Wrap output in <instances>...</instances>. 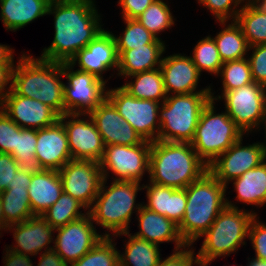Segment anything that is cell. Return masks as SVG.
<instances>
[{"instance_id": "cell-18", "label": "cell", "mask_w": 266, "mask_h": 266, "mask_svg": "<svg viewBox=\"0 0 266 266\" xmlns=\"http://www.w3.org/2000/svg\"><path fill=\"white\" fill-rule=\"evenodd\" d=\"M20 128L42 129L54 125L59 115L42 102L17 95L12 89L0 106Z\"/></svg>"}, {"instance_id": "cell-41", "label": "cell", "mask_w": 266, "mask_h": 266, "mask_svg": "<svg viewBox=\"0 0 266 266\" xmlns=\"http://www.w3.org/2000/svg\"><path fill=\"white\" fill-rule=\"evenodd\" d=\"M199 4L206 7L218 22L235 21L240 11V0H196ZM238 7V9H237Z\"/></svg>"}, {"instance_id": "cell-29", "label": "cell", "mask_w": 266, "mask_h": 266, "mask_svg": "<svg viewBox=\"0 0 266 266\" xmlns=\"http://www.w3.org/2000/svg\"><path fill=\"white\" fill-rule=\"evenodd\" d=\"M129 77L134 79V81H126L121 87L131 96L137 99H148L161 103L167 98L168 95L160 68L137 73Z\"/></svg>"}, {"instance_id": "cell-19", "label": "cell", "mask_w": 266, "mask_h": 266, "mask_svg": "<svg viewBox=\"0 0 266 266\" xmlns=\"http://www.w3.org/2000/svg\"><path fill=\"white\" fill-rule=\"evenodd\" d=\"M89 116L95 123L105 146L138 145L144 141L107 98L90 112Z\"/></svg>"}, {"instance_id": "cell-37", "label": "cell", "mask_w": 266, "mask_h": 266, "mask_svg": "<svg viewBox=\"0 0 266 266\" xmlns=\"http://www.w3.org/2000/svg\"><path fill=\"white\" fill-rule=\"evenodd\" d=\"M126 27L119 37L114 35L117 50H130L133 47H144L146 44H164L157 39L137 19L123 18Z\"/></svg>"}, {"instance_id": "cell-46", "label": "cell", "mask_w": 266, "mask_h": 266, "mask_svg": "<svg viewBox=\"0 0 266 266\" xmlns=\"http://www.w3.org/2000/svg\"><path fill=\"white\" fill-rule=\"evenodd\" d=\"M18 162L11 154L0 153V193L12 183L16 171L19 169Z\"/></svg>"}, {"instance_id": "cell-34", "label": "cell", "mask_w": 266, "mask_h": 266, "mask_svg": "<svg viewBox=\"0 0 266 266\" xmlns=\"http://www.w3.org/2000/svg\"><path fill=\"white\" fill-rule=\"evenodd\" d=\"M218 76L222 79L223 89L221 95L217 96H214V92L210 91L211 99L214 101L218 100L227 91L235 90L253 82L248 58L223 63Z\"/></svg>"}, {"instance_id": "cell-43", "label": "cell", "mask_w": 266, "mask_h": 266, "mask_svg": "<svg viewBox=\"0 0 266 266\" xmlns=\"http://www.w3.org/2000/svg\"><path fill=\"white\" fill-rule=\"evenodd\" d=\"M250 50L252 53L248 60L251 66L252 79L266 87V44L249 47Z\"/></svg>"}, {"instance_id": "cell-51", "label": "cell", "mask_w": 266, "mask_h": 266, "mask_svg": "<svg viewBox=\"0 0 266 266\" xmlns=\"http://www.w3.org/2000/svg\"><path fill=\"white\" fill-rule=\"evenodd\" d=\"M6 255L3 257L4 266H33L30 256L17 253L5 248Z\"/></svg>"}, {"instance_id": "cell-7", "label": "cell", "mask_w": 266, "mask_h": 266, "mask_svg": "<svg viewBox=\"0 0 266 266\" xmlns=\"http://www.w3.org/2000/svg\"><path fill=\"white\" fill-rule=\"evenodd\" d=\"M210 100V92L168 95L159 107L157 140L191 143L201 112Z\"/></svg>"}, {"instance_id": "cell-25", "label": "cell", "mask_w": 266, "mask_h": 266, "mask_svg": "<svg viewBox=\"0 0 266 266\" xmlns=\"http://www.w3.org/2000/svg\"><path fill=\"white\" fill-rule=\"evenodd\" d=\"M165 44H146L144 47H133L130 50H117L118 73L120 77L160 68Z\"/></svg>"}, {"instance_id": "cell-12", "label": "cell", "mask_w": 266, "mask_h": 266, "mask_svg": "<svg viewBox=\"0 0 266 266\" xmlns=\"http://www.w3.org/2000/svg\"><path fill=\"white\" fill-rule=\"evenodd\" d=\"M225 112L243 134L260 131V124L266 108V87L256 82L225 92ZM253 129V130H252Z\"/></svg>"}, {"instance_id": "cell-38", "label": "cell", "mask_w": 266, "mask_h": 266, "mask_svg": "<svg viewBox=\"0 0 266 266\" xmlns=\"http://www.w3.org/2000/svg\"><path fill=\"white\" fill-rule=\"evenodd\" d=\"M112 237H103L90 251L70 266H119V250Z\"/></svg>"}, {"instance_id": "cell-30", "label": "cell", "mask_w": 266, "mask_h": 266, "mask_svg": "<svg viewBox=\"0 0 266 266\" xmlns=\"http://www.w3.org/2000/svg\"><path fill=\"white\" fill-rule=\"evenodd\" d=\"M223 25L221 31L213 37L216 42L219 56L223 63L246 58L249 51V44L245 38L241 27L236 21L219 22ZM225 27V28H224Z\"/></svg>"}, {"instance_id": "cell-40", "label": "cell", "mask_w": 266, "mask_h": 266, "mask_svg": "<svg viewBox=\"0 0 266 266\" xmlns=\"http://www.w3.org/2000/svg\"><path fill=\"white\" fill-rule=\"evenodd\" d=\"M147 196V203L143 206L167 218L171 187L162 186L149 181L148 185L142 184Z\"/></svg>"}, {"instance_id": "cell-15", "label": "cell", "mask_w": 266, "mask_h": 266, "mask_svg": "<svg viewBox=\"0 0 266 266\" xmlns=\"http://www.w3.org/2000/svg\"><path fill=\"white\" fill-rule=\"evenodd\" d=\"M243 137L208 165V171L227 187L230 181L266 160V152L260 142L243 146Z\"/></svg>"}, {"instance_id": "cell-8", "label": "cell", "mask_w": 266, "mask_h": 266, "mask_svg": "<svg viewBox=\"0 0 266 266\" xmlns=\"http://www.w3.org/2000/svg\"><path fill=\"white\" fill-rule=\"evenodd\" d=\"M214 103L211 99L202 110L191 141L193 149L207 165L244 137L225 111L216 114Z\"/></svg>"}, {"instance_id": "cell-21", "label": "cell", "mask_w": 266, "mask_h": 266, "mask_svg": "<svg viewBox=\"0 0 266 266\" xmlns=\"http://www.w3.org/2000/svg\"><path fill=\"white\" fill-rule=\"evenodd\" d=\"M35 158L38 169L58 171L72 159L67 134L59 120L37 130Z\"/></svg>"}, {"instance_id": "cell-53", "label": "cell", "mask_w": 266, "mask_h": 266, "mask_svg": "<svg viewBox=\"0 0 266 266\" xmlns=\"http://www.w3.org/2000/svg\"><path fill=\"white\" fill-rule=\"evenodd\" d=\"M13 50L8 45L0 44V65H15Z\"/></svg>"}, {"instance_id": "cell-16", "label": "cell", "mask_w": 266, "mask_h": 266, "mask_svg": "<svg viewBox=\"0 0 266 266\" xmlns=\"http://www.w3.org/2000/svg\"><path fill=\"white\" fill-rule=\"evenodd\" d=\"M53 249L69 265L90 251L104 236L97 233L90 214L55 229Z\"/></svg>"}, {"instance_id": "cell-5", "label": "cell", "mask_w": 266, "mask_h": 266, "mask_svg": "<svg viewBox=\"0 0 266 266\" xmlns=\"http://www.w3.org/2000/svg\"><path fill=\"white\" fill-rule=\"evenodd\" d=\"M106 181L103 178L99 193L88 213L93 222L108 230L103 236L111 237L129 231L132 214L138 213L143 206L142 203L135 204L137 192L143 190V186L134 181L112 180L109 187L105 186Z\"/></svg>"}, {"instance_id": "cell-35", "label": "cell", "mask_w": 266, "mask_h": 266, "mask_svg": "<svg viewBox=\"0 0 266 266\" xmlns=\"http://www.w3.org/2000/svg\"><path fill=\"white\" fill-rule=\"evenodd\" d=\"M137 20L159 40L162 39L158 34L173 27L175 23L168 4L163 0H155Z\"/></svg>"}, {"instance_id": "cell-32", "label": "cell", "mask_w": 266, "mask_h": 266, "mask_svg": "<svg viewBox=\"0 0 266 266\" xmlns=\"http://www.w3.org/2000/svg\"><path fill=\"white\" fill-rule=\"evenodd\" d=\"M0 197L7 226L35 216L29 203L28 189H6L0 193Z\"/></svg>"}, {"instance_id": "cell-42", "label": "cell", "mask_w": 266, "mask_h": 266, "mask_svg": "<svg viewBox=\"0 0 266 266\" xmlns=\"http://www.w3.org/2000/svg\"><path fill=\"white\" fill-rule=\"evenodd\" d=\"M20 127L0 109V153L11 154L17 141V131Z\"/></svg>"}, {"instance_id": "cell-20", "label": "cell", "mask_w": 266, "mask_h": 266, "mask_svg": "<svg viewBox=\"0 0 266 266\" xmlns=\"http://www.w3.org/2000/svg\"><path fill=\"white\" fill-rule=\"evenodd\" d=\"M160 69L167 95L190 94L194 92H210V86L198 89L200 72L190 56L172 54L162 58Z\"/></svg>"}, {"instance_id": "cell-11", "label": "cell", "mask_w": 266, "mask_h": 266, "mask_svg": "<svg viewBox=\"0 0 266 266\" xmlns=\"http://www.w3.org/2000/svg\"><path fill=\"white\" fill-rule=\"evenodd\" d=\"M73 69L71 64L62 63L68 81L64 83L65 113L89 114L106 98L107 83L94 74Z\"/></svg>"}, {"instance_id": "cell-6", "label": "cell", "mask_w": 266, "mask_h": 266, "mask_svg": "<svg viewBox=\"0 0 266 266\" xmlns=\"http://www.w3.org/2000/svg\"><path fill=\"white\" fill-rule=\"evenodd\" d=\"M227 206L218 214L210 228L202 235L204 241L196 257L198 261L212 263L218 257H226L245 245L254 211L242 210L226 199Z\"/></svg>"}, {"instance_id": "cell-23", "label": "cell", "mask_w": 266, "mask_h": 266, "mask_svg": "<svg viewBox=\"0 0 266 266\" xmlns=\"http://www.w3.org/2000/svg\"><path fill=\"white\" fill-rule=\"evenodd\" d=\"M136 214H138L136 219L139 222L140 231L134 233L135 236L157 245L164 242H174V251L188 246L180 236L178 225L164 215L144 206Z\"/></svg>"}, {"instance_id": "cell-55", "label": "cell", "mask_w": 266, "mask_h": 266, "mask_svg": "<svg viewBox=\"0 0 266 266\" xmlns=\"http://www.w3.org/2000/svg\"><path fill=\"white\" fill-rule=\"evenodd\" d=\"M248 266H266V261L264 260H249Z\"/></svg>"}, {"instance_id": "cell-45", "label": "cell", "mask_w": 266, "mask_h": 266, "mask_svg": "<svg viewBox=\"0 0 266 266\" xmlns=\"http://www.w3.org/2000/svg\"><path fill=\"white\" fill-rule=\"evenodd\" d=\"M186 190L185 188L171 187V196L169 197L167 218L179 225L186 210Z\"/></svg>"}, {"instance_id": "cell-54", "label": "cell", "mask_w": 266, "mask_h": 266, "mask_svg": "<svg viewBox=\"0 0 266 266\" xmlns=\"http://www.w3.org/2000/svg\"><path fill=\"white\" fill-rule=\"evenodd\" d=\"M7 228H8V226L5 223V217H4L3 210H2V200L0 197V231L1 230L7 231ZM1 233L2 232H0V236H1Z\"/></svg>"}, {"instance_id": "cell-57", "label": "cell", "mask_w": 266, "mask_h": 266, "mask_svg": "<svg viewBox=\"0 0 266 266\" xmlns=\"http://www.w3.org/2000/svg\"><path fill=\"white\" fill-rule=\"evenodd\" d=\"M243 4L244 3H257L259 0H240Z\"/></svg>"}, {"instance_id": "cell-4", "label": "cell", "mask_w": 266, "mask_h": 266, "mask_svg": "<svg viewBox=\"0 0 266 266\" xmlns=\"http://www.w3.org/2000/svg\"><path fill=\"white\" fill-rule=\"evenodd\" d=\"M227 189L209 171L185 188L186 210L178 230L187 245L192 246L227 206Z\"/></svg>"}, {"instance_id": "cell-27", "label": "cell", "mask_w": 266, "mask_h": 266, "mask_svg": "<svg viewBox=\"0 0 266 266\" xmlns=\"http://www.w3.org/2000/svg\"><path fill=\"white\" fill-rule=\"evenodd\" d=\"M231 182L238 202L256 207L266 204V160Z\"/></svg>"}, {"instance_id": "cell-14", "label": "cell", "mask_w": 266, "mask_h": 266, "mask_svg": "<svg viewBox=\"0 0 266 266\" xmlns=\"http://www.w3.org/2000/svg\"><path fill=\"white\" fill-rule=\"evenodd\" d=\"M59 121L65 128L72 159L101 161L105 145L89 114L65 113Z\"/></svg>"}, {"instance_id": "cell-47", "label": "cell", "mask_w": 266, "mask_h": 266, "mask_svg": "<svg viewBox=\"0 0 266 266\" xmlns=\"http://www.w3.org/2000/svg\"><path fill=\"white\" fill-rule=\"evenodd\" d=\"M191 248V245H188L185 249H180L177 251H173V253L166 257V259L159 261L158 266H193L196 265L198 259L196 254ZM195 255V256H194Z\"/></svg>"}, {"instance_id": "cell-9", "label": "cell", "mask_w": 266, "mask_h": 266, "mask_svg": "<svg viewBox=\"0 0 266 266\" xmlns=\"http://www.w3.org/2000/svg\"><path fill=\"white\" fill-rule=\"evenodd\" d=\"M106 98L143 140L157 141L160 132L158 114L161 102L137 99L121 86L109 90L107 88Z\"/></svg>"}, {"instance_id": "cell-48", "label": "cell", "mask_w": 266, "mask_h": 266, "mask_svg": "<svg viewBox=\"0 0 266 266\" xmlns=\"http://www.w3.org/2000/svg\"><path fill=\"white\" fill-rule=\"evenodd\" d=\"M155 0H119L122 18L137 19Z\"/></svg>"}, {"instance_id": "cell-49", "label": "cell", "mask_w": 266, "mask_h": 266, "mask_svg": "<svg viewBox=\"0 0 266 266\" xmlns=\"http://www.w3.org/2000/svg\"><path fill=\"white\" fill-rule=\"evenodd\" d=\"M14 66L15 65H0V106L6 95L11 91L12 70Z\"/></svg>"}, {"instance_id": "cell-56", "label": "cell", "mask_w": 266, "mask_h": 266, "mask_svg": "<svg viewBox=\"0 0 266 266\" xmlns=\"http://www.w3.org/2000/svg\"><path fill=\"white\" fill-rule=\"evenodd\" d=\"M262 123L264 124V125H262ZM262 125V127L263 126H265L264 127V132H265V137H266V108H265V111H264V115H263V117H262V120H261V124H260V126ZM262 146H263V148L265 149V152H266V140H265V142H261L260 143Z\"/></svg>"}, {"instance_id": "cell-33", "label": "cell", "mask_w": 266, "mask_h": 266, "mask_svg": "<svg viewBox=\"0 0 266 266\" xmlns=\"http://www.w3.org/2000/svg\"><path fill=\"white\" fill-rule=\"evenodd\" d=\"M82 208L84 211L87 210L81 202L69 194L62 192L59 199L41 216L52 226V228L56 229L88 214V211L82 213V211H80Z\"/></svg>"}, {"instance_id": "cell-22", "label": "cell", "mask_w": 266, "mask_h": 266, "mask_svg": "<svg viewBox=\"0 0 266 266\" xmlns=\"http://www.w3.org/2000/svg\"><path fill=\"white\" fill-rule=\"evenodd\" d=\"M7 230L13 232L16 241V246L7 247L9 250L36 256L42 249L44 252L53 249L50 244L54 243L52 235L55 234V229L40 215H35L21 223L9 225Z\"/></svg>"}, {"instance_id": "cell-1", "label": "cell", "mask_w": 266, "mask_h": 266, "mask_svg": "<svg viewBox=\"0 0 266 266\" xmlns=\"http://www.w3.org/2000/svg\"><path fill=\"white\" fill-rule=\"evenodd\" d=\"M47 14L54 15V38L39 58L68 63L104 30L94 0H51Z\"/></svg>"}, {"instance_id": "cell-59", "label": "cell", "mask_w": 266, "mask_h": 266, "mask_svg": "<svg viewBox=\"0 0 266 266\" xmlns=\"http://www.w3.org/2000/svg\"><path fill=\"white\" fill-rule=\"evenodd\" d=\"M257 3L266 7V0H259Z\"/></svg>"}, {"instance_id": "cell-52", "label": "cell", "mask_w": 266, "mask_h": 266, "mask_svg": "<svg viewBox=\"0 0 266 266\" xmlns=\"http://www.w3.org/2000/svg\"><path fill=\"white\" fill-rule=\"evenodd\" d=\"M38 262L37 266H70L54 249L43 251Z\"/></svg>"}, {"instance_id": "cell-26", "label": "cell", "mask_w": 266, "mask_h": 266, "mask_svg": "<svg viewBox=\"0 0 266 266\" xmlns=\"http://www.w3.org/2000/svg\"><path fill=\"white\" fill-rule=\"evenodd\" d=\"M51 0H0V19L6 30L17 31L47 15Z\"/></svg>"}, {"instance_id": "cell-2", "label": "cell", "mask_w": 266, "mask_h": 266, "mask_svg": "<svg viewBox=\"0 0 266 266\" xmlns=\"http://www.w3.org/2000/svg\"><path fill=\"white\" fill-rule=\"evenodd\" d=\"M19 58L12 70L11 89L17 95L42 102L59 116L65 114L62 63L25 53Z\"/></svg>"}, {"instance_id": "cell-28", "label": "cell", "mask_w": 266, "mask_h": 266, "mask_svg": "<svg viewBox=\"0 0 266 266\" xmlns=\"http://www.w3.org/2000/svg\"><path fill=\"white\" fill-rule=\"evenodd\" d=\"M129 233L127 231L113 236H128V241L124 244V254L119 253V266H158L161 260L159 245Z\"/></svg>"}, {"instance_id": "cell-58", "label": "cell", "mask_w": 266, "mask_h": 266, "mask_svg": "<svg viewBox=\"0 0 266 266\" xmlns=\"http://www.w3.org/2000/svg\"><path fill=\"white\" fill-rule=\"evenodd\" d=\"M196 265H197V266H207V265H209V264L206 263V262L198 261V262L196 263Z\"/></svg>"}, {"instance_id": "cell-3", "label": "cell", "mask_w": 266, "mask_h": 266, "mask_svg": "<svg viewBox=\"0 0 266 266\" xmlns=\"http://www.w3.org/2000/svg\"><path fill=\"white\" fill-rule=\"evenodd\" d=\"M208 171V165L188 142H151L149 181L186 188Z\"/></svg>"}, {"instance_id": "cell-10", "label": "cell", "mask_w": 266, "mask_h": 266, "mask_svg": "<svg viewBox=\"0 0 266 266\" xmlns=\"http://www.w3.org/2000/svg\"><path fill=\"white\" fill-rule=\"evenodd\" d=\"M151 142L143 141L138 145H106L100 169L103 178L108 173L115 174L114 180L141 183L143 176L149 174Z\"/></svg>"}, {"instance_id": "cell-17", "label": "cell", "mask_w": 266, "mask_h": 266, "mask_svg": "<svg viewBox=\"0 0 266 266\" xmlns=\"http://www.w3.org/2000/svg\"><path fill=\"white\" fill-rule=\"evenodd\" d=\"M68 63L72 66L78 63L77 70L94 74L97 78L108 82L104 80L102 74L110 69L118 71V53L114 34L109 30H103Z\"/></svg>"}, {"instance_id": "cell-44", "label": "cell", "mask_w": 266, "mask_h": 266, "mask_svg": "<svg viewBox=\"0 0 266 266\" xmlns=\"http://www.w3.org/2000/svg\"><path fill=\"white\" fill-rule=\"evenodd\" d=\"M257 215L251 221L248 239L255 250V260L266 261V224L257 219Z\"/></svg>"}, {"instance_id": "cell-13", "label": "cell", "mask_w": 266, "mask_h": 266, "mask_svg": "<svg viewBox=\"0 0 266 266\" xmlns=\"http://www.w3.org/2000/svg\"><path fill=\"white\" fill-rule=\"evenodd\" d=\"M63 192L81 202L87 211L93 205L103 180L100 163L71 159L60 170Z\"/></svg>"}, {"instance_id": "cell-50", "label": "cell", "mask_w": 266, "mask_h": 266, "mask_svg": "<svg viewBox=\"0 0 266 266\" xmlns=\"http://www.w3.org/2000/svg\"><path fill=\"white\" fill-rule=\"evenodd\" d=\"M33 169L19 168L15 175L12 183H9L7 189H28L32 180Z\"/></svg>"}, {"instance_id": "cell-24", "label": "cell", "mask_w": 266, "mask_h": 266, "mask_svg": "<svg viewBox=\"0 0 266 266\" xmlns=\"http://www.w3.org/2000/svg\"><path fill=\"white\" fill-rule=\"evenodd\" d=\"M63 192L58 170L36 169L28 187L29 203L34 215H42Z\"/></svg>"}, {"instance_id": "cell-39", "label": "cell", "mask_w": 266, "mask_h": 266, "mask_svg": "<svg viewBox=\"0 0 266 266\" xmlns=\"http://www.w3.org/2000/svg\"><path fill=\"white\" fill-rule=\"evenodd\" d=\"M36 145V129L20 128L17 131L16 147L11 155L18 162L20 168L38 169L35 158Z\"/></svg>"}, {"instance_id": "cell-36", "label": "cell", "mask_w": 266, "mask_h": 266, "mask_svg": "<svg viewBox=\"0 0 266 266\" xmlns=\"http://www.w3.org/2000/svg\"><path fill=\"white\" fill-rule=\"evenodd\" d=\"M192 52L190 57L200 74L206 71L211 75L218 76L223 62L219 56L216 42L213 37L211 38V35L198 41Z\"/></svg>"}, {"instance_id": "cell-31", "label": "cell", "mask_w": 266, "mask_h": 266, "mask_svg": "<svg viewBox=\"0 0 266 266\" xmlns=\"http://www.w3.org/2000/svg\"><path fill=\"white\" fill-rule=\"evenodd\" d=\"M236 23L241 27L250 47L266 44V7L245 3L240 8Z\"/></svg>"}]
</instances>
